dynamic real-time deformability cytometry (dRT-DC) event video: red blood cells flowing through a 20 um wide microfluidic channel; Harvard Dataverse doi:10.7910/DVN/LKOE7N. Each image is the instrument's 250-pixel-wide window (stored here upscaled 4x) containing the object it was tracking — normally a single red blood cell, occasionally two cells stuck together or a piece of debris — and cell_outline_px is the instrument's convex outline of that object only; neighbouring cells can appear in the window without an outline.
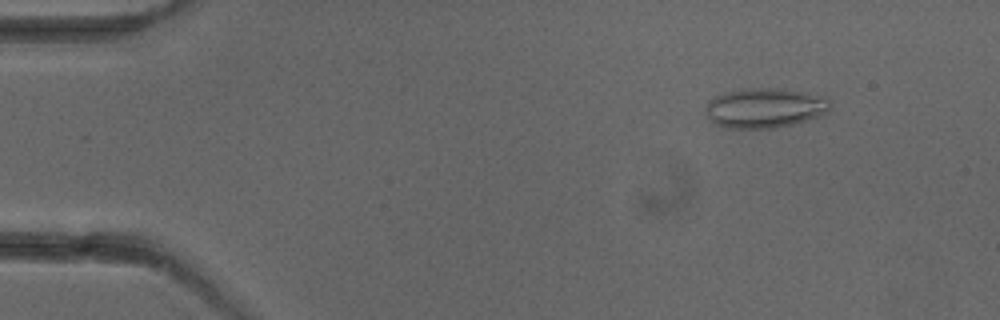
{"species": "common noctule bat (a hibernating species)", "species_latin": "Nyctalus noctula", "temperature_condition": "cold", "stored_images_in_passage": 4, "camera_frame_rate_fps": 3000, "um_per_image_px": 0.085, "animal": {"sex": "female"}, "frame": {"image": 1, "passage_image": 2, "time_ms": 1.333, "image_size_px": [1000, 320], "cell_outline_px": [[832, 104], [828, 112], [792, 124], [772, 128], [724, 128], [716, 124], [704, 112], [708, 100], [724, 92], [744, 88], [784, 88], [828, 96], [832, 100]], "centroid_in_image_um": [65.03, 9.15], "position_along_channel_um": 20.0, "area_um2": 29.25}}